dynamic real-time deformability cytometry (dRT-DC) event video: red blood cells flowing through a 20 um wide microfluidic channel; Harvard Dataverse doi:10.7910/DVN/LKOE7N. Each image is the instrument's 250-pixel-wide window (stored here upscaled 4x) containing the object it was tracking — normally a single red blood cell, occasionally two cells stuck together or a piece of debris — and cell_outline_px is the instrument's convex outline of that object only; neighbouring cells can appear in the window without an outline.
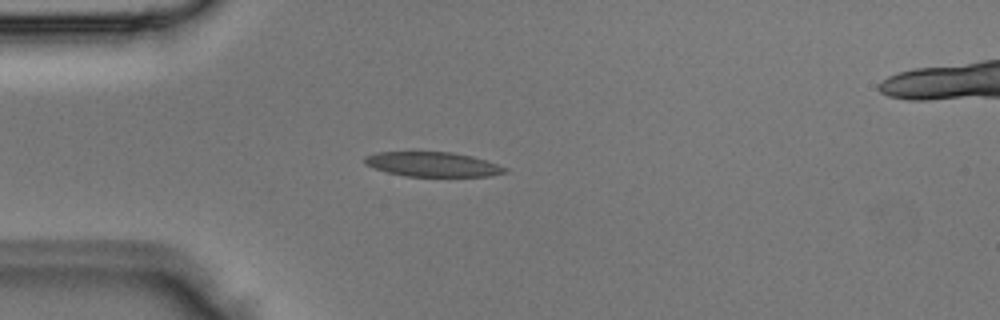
{"species": "Egyptian fruit bat (a non-hibernating species)", "species_latin": "Rousettus aegyptiacus", "temperature_condition": "room temperature", "stored_images_in_passage": 2, "camera_frame_rate_fps": 3000, "um_per_image_px": 0.085, "animal": {"sex": "male"}, "frame": {"image": 1, "passage_image": 2, "time_ms": 0.333, "image_size_px": [1000, 320], "cell_outline_px": [[508, 172], [488, 176], [408, 176], [388, 172], [364, 164], [364, 156], [376, 152], [452, 152], [472, 156], [508, 168]], "centroid_in_image_um": [36.77, 13.96], "position_along_channel_um": 48.2, "area_um2": 19.94}}